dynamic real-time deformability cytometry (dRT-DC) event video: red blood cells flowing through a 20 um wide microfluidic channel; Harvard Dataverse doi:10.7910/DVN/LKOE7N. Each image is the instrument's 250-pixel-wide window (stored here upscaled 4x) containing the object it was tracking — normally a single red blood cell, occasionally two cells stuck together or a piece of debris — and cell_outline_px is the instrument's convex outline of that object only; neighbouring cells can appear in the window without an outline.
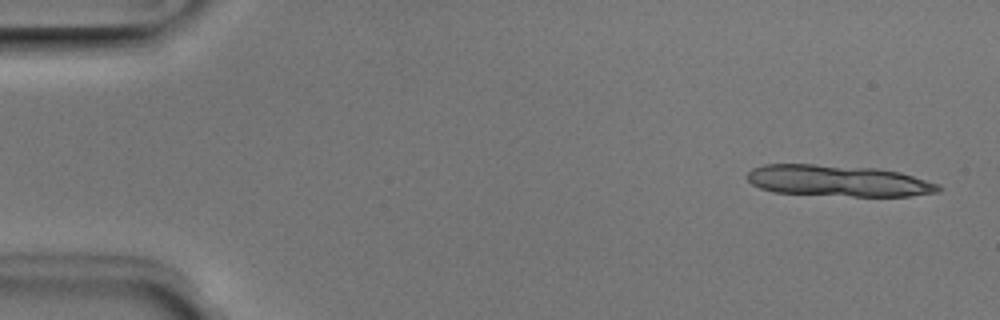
{"species": "Egyptian fruit bat (a non-hibernating species)", "species_latin": "Rousettus aegyptiacus", "temperature_condition": "room temperature", "stored_images_in_passage": 5, "segment_of_instrument_passage": [1, 2], "camera_frame_rate_fps": 3000, "um_per_image_px": 0.085, "animal": {"sex": "male"}, "frame": {"image": 1, "passage_image": 1, "time_ms": 0.0, "image_size_px": [1000, 320], "cell_outline_px": [[944, 188], [940, 192], [908, 196], [852, 196], [772, 192], [760, 188], [752, 184], [748, 180], [748, 172], [752, 168], [764, 164], [812, 164], [876, 168], [900, 172], [940, 184]], "centroid_in_image_um": [71.28, 15.37], "position_along_channel_um": 13.7, "area_um2": 35.03}}